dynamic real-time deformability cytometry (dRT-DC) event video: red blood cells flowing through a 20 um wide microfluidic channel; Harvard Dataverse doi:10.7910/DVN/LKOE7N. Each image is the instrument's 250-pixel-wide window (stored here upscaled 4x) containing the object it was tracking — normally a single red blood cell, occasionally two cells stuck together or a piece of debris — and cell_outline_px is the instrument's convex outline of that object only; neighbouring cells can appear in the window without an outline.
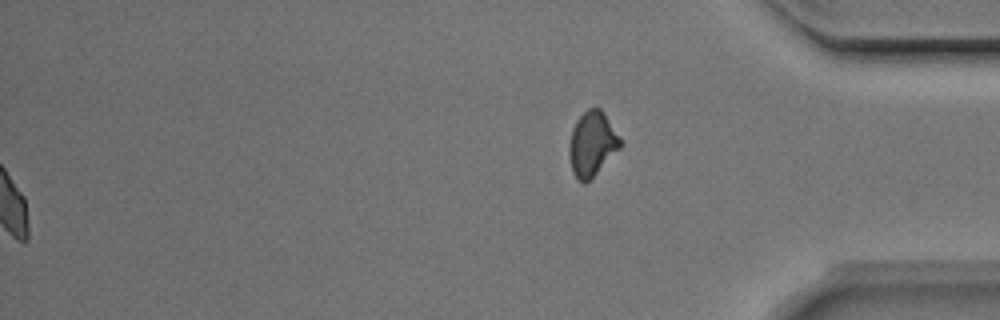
{"species": "Egyptian fruit bat (a non-hibernating species)", "species_latin": "Rousettus aegyptiacus", "temperature_condition": "room temperature", "stored_images_in_passage": 52, "segment_of_instrument_passage": [2, 2], "camera_frame_rate_fps": 3000, "um_per_image_px": 0.085, "animal": {"sex": "male"}, "frame": {"image": 1, "passage_image": 52, "time_ms": 17.0, "image_size_px": [1000, 320], "cell_outline_px": [[620, 148], [584, 184], [576, 180], [572, 172], [568, 152], [568, 148], [572, 128], [576, 120], [588, 108], [600, 108], [604, 112], [620, 136]], "centroid_in_image_um": [50.3, 12.21], "position_along_channel_um": 384.9, "area_um2": 19.13}}